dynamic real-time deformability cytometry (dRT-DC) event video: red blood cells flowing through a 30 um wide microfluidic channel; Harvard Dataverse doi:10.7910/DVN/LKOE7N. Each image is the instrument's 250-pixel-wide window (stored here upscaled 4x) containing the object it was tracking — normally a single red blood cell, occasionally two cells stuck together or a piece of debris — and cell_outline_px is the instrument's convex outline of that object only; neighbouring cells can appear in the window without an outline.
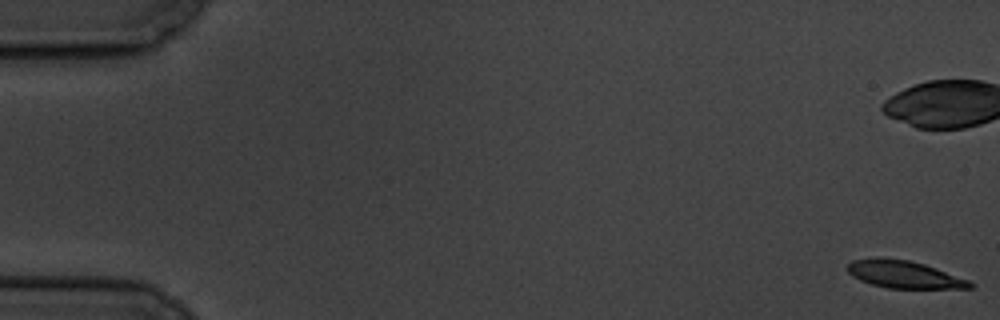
{"species": "common noctule bat (a hibernating species)", "species_latin": "Nyctalus noctula", "temperature_condition": "cold", "stored_images_in_passage": 7, "camera_frame_rate_fps": 3000, "um_per_image_px": 0.085, "animal": {"sex": "male", "body_mass_g": 19.5, "forearm_length_mm": 54.6}, "frame": {"image": 1, "passage_image": 1, "time_ms": 0.0, "image_size_px": [1000, 320], "cell_outline_px": [[976, 284], [972, 288], [888, 288], [872, 284], [860, 280], [852, 276], [848, 272], [848, 264], [852, 260], [880, 256], [908, 260], [924, 264], [936, 268], [968, 280]], "centroid_in_image_um": [76.82, 23.31], "position_along_channel_um": 8.2, "area_um2": 19.59}}